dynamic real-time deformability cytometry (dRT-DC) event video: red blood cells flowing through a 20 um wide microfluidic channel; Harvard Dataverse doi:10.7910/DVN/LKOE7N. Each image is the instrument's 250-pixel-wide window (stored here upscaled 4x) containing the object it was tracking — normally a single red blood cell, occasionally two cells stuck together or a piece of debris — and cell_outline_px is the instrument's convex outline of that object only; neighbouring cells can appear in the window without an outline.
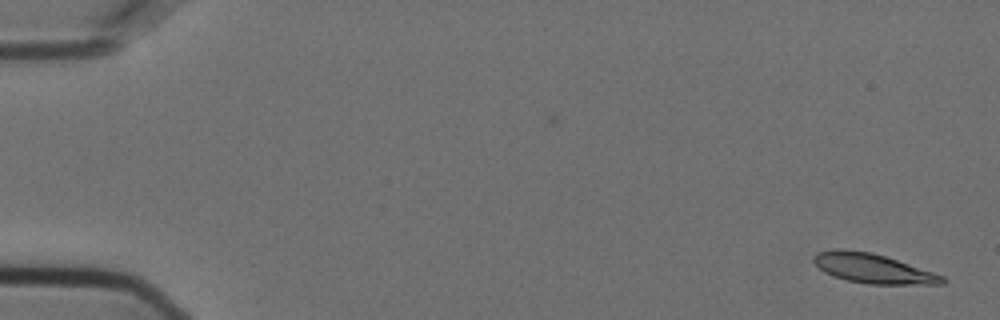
{"species": "Egyptian fruit bat (a non-hibernating species)", "species_latin": "Rousettus aegyptiacus", "temperature_condition": "cold", "stored_images_in_passage": 5, "camera_frame_rate_fps": 3000, "um_per_image_px": 0.085, "animal": {"sex": "female"}, "frame": {"image": 1, "passage_image": 1, "time_ms": 0.0, "image_size_px": [1000, 320], "cell_outline_px": [[944, 284], [868, 284], [848, 280], [832, 276], [824, 272], [812, 260], [816, 252], [836, 248], [844, 248], [872, 252], [944, 276]], "centroid_in_image_um": [74.13, 22.8], "position_along_channel_um": 10.9, "area_um2": 21.96}}